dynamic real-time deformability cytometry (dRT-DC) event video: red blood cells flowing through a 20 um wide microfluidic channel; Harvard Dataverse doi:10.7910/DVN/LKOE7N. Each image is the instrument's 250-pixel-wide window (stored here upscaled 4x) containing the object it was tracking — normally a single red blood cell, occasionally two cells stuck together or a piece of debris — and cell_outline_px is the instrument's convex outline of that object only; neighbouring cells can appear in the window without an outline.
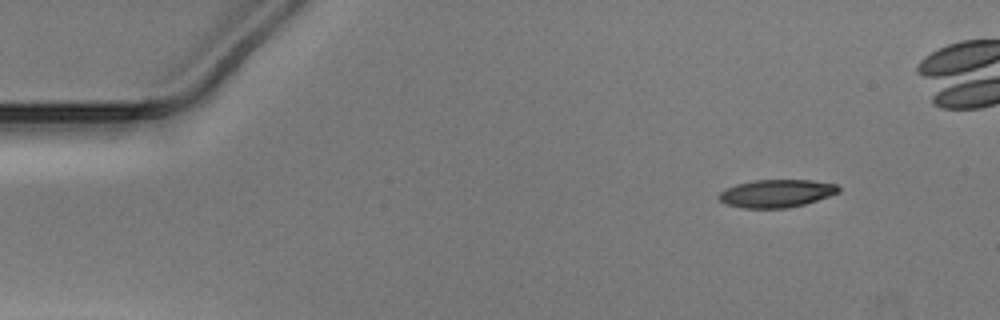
{"species": "Egyptian fruit bat (a non-hibernating species)", "species_latin": "Rousettus aegyptiacus", "temperature_condition": "warm", "stored_images_in_passage": 43, "camera_frame_rate_fps": 3000, "um_per_image_px": 0.085, "animal": {"sex": "male"}, "frame": {"image": 1, "passage_image": 1, "time_ms": 0.0, "image_size_px": [1000, 320], "cell_outline_px": [[840, 192], [804, 204], [788, 208], [740, 208], [724, 204], [716, 196], [720, 192], [736, 184], [756, 180], [812, 180], [836, 184], [840, 188]], "centroid_in_image_um": [65.97, 16.44], "position_along_channel_um": 19.0, "area_um2": 19.42}}
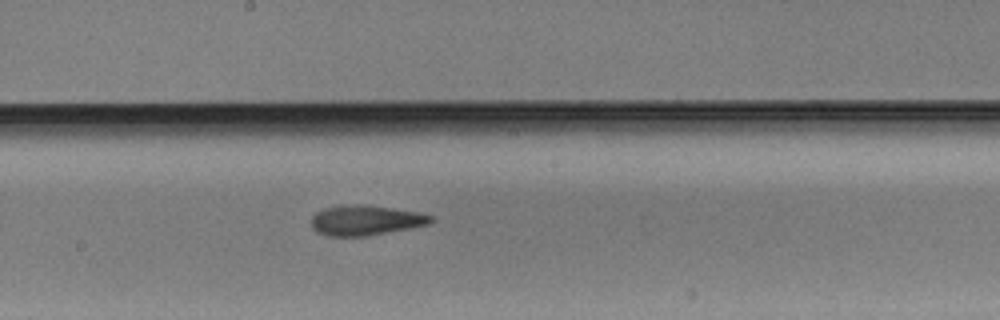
{"frame": {"image": 2, "passage_image": 23, "time_ms": 7.333, "image_size_px": [1000, 320], "cell_outline_px": [[436, 220], [428, 224], [408, 228], [364, 236], [328, 236], [316, 232], [312, 228], [312, 216], [316, 212], [324, 208], [348, 204], [364, 204], [420, 212], [432, 216]], "centroid_in_image_um": [31.06, 18.71], "position_along_channel_um": 217.1, "area_um2": 20.92}}
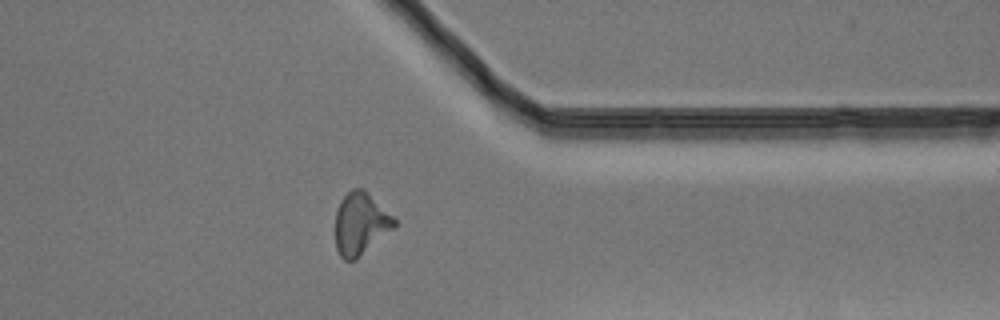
{"frame": {"image": 3, "passage_image": 36, "time_ms": 11.667, "image_size_px": [1000, 320], "cell_outline_px": [[396, 228], [356, 260], [344, 260], [340, 256], [336, 248], [336, 212], [340, 200], [352, 188], [364, 188], [396, 220]], "centroid_in_image_um": [30.66, 19.03], "position_along_channel_um": 380.7, "area_um2": 21.56}}